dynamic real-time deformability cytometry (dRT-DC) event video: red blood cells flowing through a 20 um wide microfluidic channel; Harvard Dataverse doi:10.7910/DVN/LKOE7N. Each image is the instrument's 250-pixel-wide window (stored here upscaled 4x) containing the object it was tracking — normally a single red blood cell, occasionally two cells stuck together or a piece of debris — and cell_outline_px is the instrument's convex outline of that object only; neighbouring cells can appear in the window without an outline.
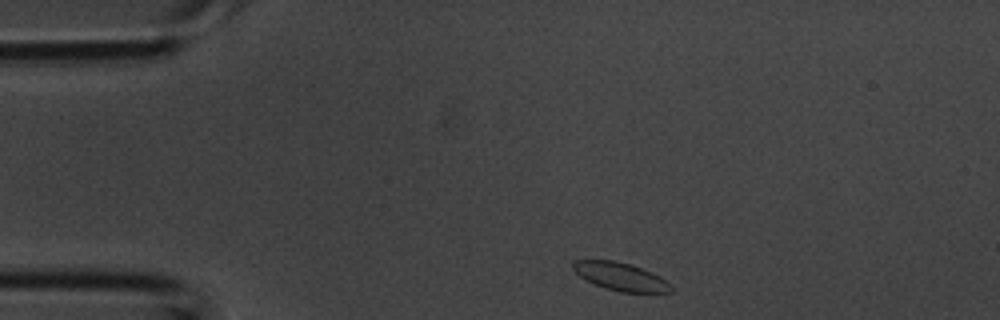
{"species": "common noctule bat (a hibernating species)", "species_latin": "Nyctalus noctula", "temperature_condition": "room temperature", "stored_images_in_passage": 2, "camera_frame_rate_fps": 3000, "um_per_image_px": 0.085, "animal": {"sex": "male", "body_mass_g": 20.1, "forearm_length_mm": 53.5}, "frame": {"image": 1, "passage_image": 1, "time_ms": 0.0, "image_size_px": [1000, 320], "cell_outline_px": [[672, 292], [620, 292], [604, 288], [580, 276], [572, 268], [572, 260], [616, 260], [652, 272], [660, 276], [672, 288]], "centroid_in_image_um": [52.72, 23.5], "position_along_channel_um": 32.3, "area_um2": 15.72}}